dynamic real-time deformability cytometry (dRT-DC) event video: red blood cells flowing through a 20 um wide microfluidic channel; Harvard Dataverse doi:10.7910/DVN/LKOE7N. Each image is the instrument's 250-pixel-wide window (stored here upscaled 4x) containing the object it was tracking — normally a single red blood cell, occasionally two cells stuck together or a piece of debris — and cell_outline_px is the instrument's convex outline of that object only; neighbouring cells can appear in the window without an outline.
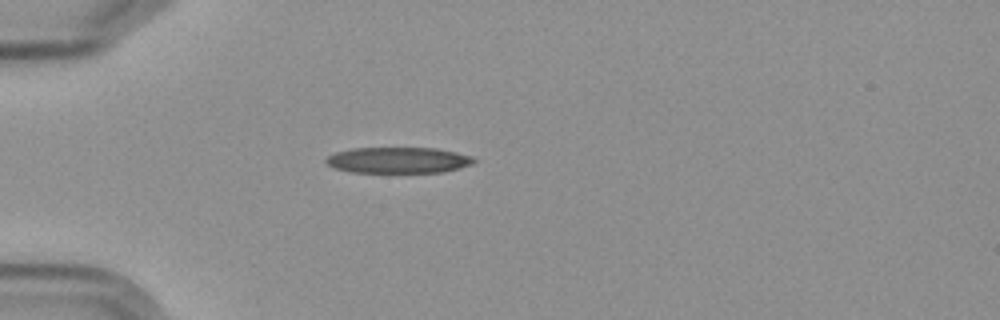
{"species": "Egyptian fruit bat (a non-hibernating species)", "species_latin": "Rousettus aegyptiacus", "temperature_condition": "cold", "stored_images_in_passage": 1, "camera_frame_rate_fps": 3000, "um_per_image_px": 0.085, "frame": {"image": 1, "passage_image": 1, "time_ms": 0.0, "image_size_px": [1000, 320], "cell_outline_px": [[476, 160], [472, 164], [460, 168], [444, 172], [352, 172], [336, 168], [328, 164], [324, 160], [328, 156], [336, 152], [352, 148], [436, 148], [456, 152], [472, 156]], "centroid_in_image_um": [33.88, 13.61], "position_along_channel_um": 51.1, "area_um2": 22.31}}